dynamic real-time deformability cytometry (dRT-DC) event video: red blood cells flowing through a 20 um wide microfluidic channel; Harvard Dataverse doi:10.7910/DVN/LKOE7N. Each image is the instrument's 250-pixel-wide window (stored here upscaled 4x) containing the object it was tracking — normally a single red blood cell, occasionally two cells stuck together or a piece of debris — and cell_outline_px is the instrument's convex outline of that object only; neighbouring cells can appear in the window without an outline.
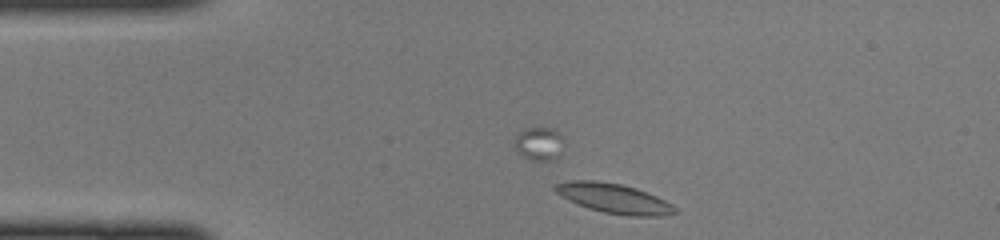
{"species": "common noctule bat (a hibernating species)", "species_latin": "Nyctalus noctula", "temperature_condition": "cold", "stored_images_in_passage": 33, "camera_frame_rate_fps": 3000, "um_per_image_px": 0.085, "animal": {"sex": "female", "body_mass_g": 22.0, "forearm_length_mm": 56.7}, "frame": {"image": 1, "passage_image": 2, "time_ms": 0.333, "image_size_px": [1000, 240], "cell_outline_px": [[676, 212], [660, 216], [628, 216], [604, 212], [588, 208], [568, 200], [556, 192], [552, 188], [552, 184], [572, 180], [596, 180], [620, 184], [636, 188], [656, 196], [672, 204], [676, 208]], "centroid_in_image_um": [52.14, 16.85], "position_along_channel_um": 32.9, "area_um2": 20.63}}
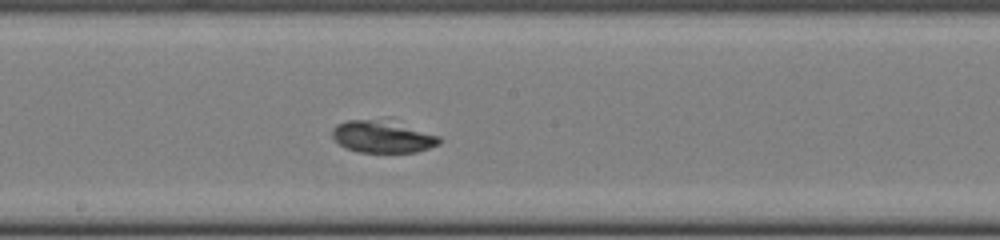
{"frame": {"image": 2, "passage_image": 18, "time_ms": 5.667, "image_size_px": [1000, 240], "cell_outline_px": [[440, 144], [416, 152], [360, 152], [344, 148], [332, 136], [332, 128], [336, 124], [348, 120], [388, 116], [440, 136]], "centroid_in_image_um": [32.54, 11.54], "position_along_channel_um": 215.7, "area_um2": 21.15}}
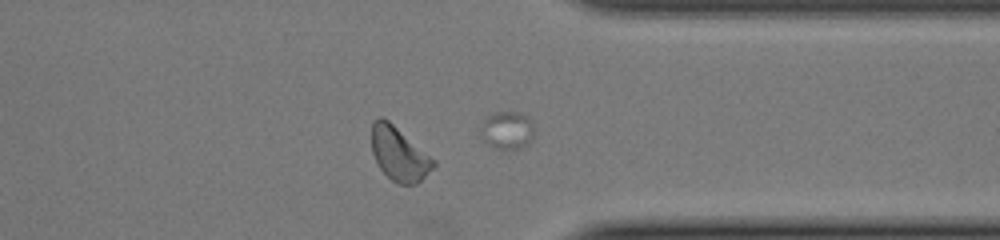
{"frame": {"image": 3, "passage_image": 30, "time_ms": 9.667, "image_size_px": [1000, 240], "cell_outline_px": [[436, 164], [416, 184], [396, 184], [380, 168], [372, 152], [372, 124], [380, 116], [388, 120], [436, 160]], "centroid_in_image_um": [33.92, 13.09], "position_along_channel_um": 377.5, "area_um2": 19.02}}